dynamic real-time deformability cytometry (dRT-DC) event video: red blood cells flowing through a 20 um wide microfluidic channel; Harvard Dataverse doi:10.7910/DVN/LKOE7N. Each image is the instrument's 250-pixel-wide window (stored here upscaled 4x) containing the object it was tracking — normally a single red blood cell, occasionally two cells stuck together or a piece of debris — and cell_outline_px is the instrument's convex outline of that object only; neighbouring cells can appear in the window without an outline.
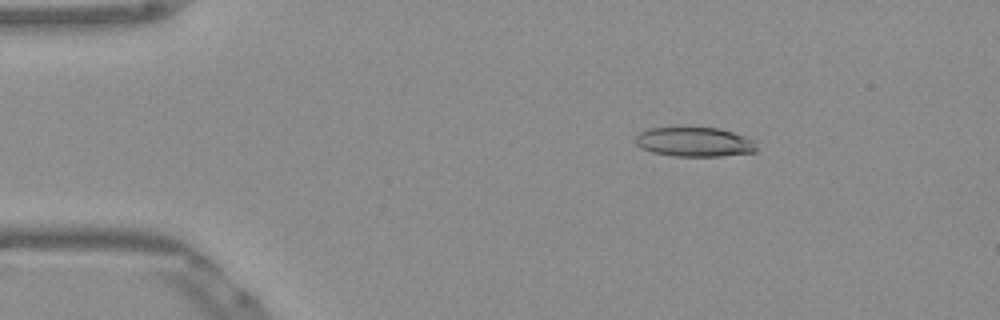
{"species": "Egyptian fruit bat (a non-hibernating species)", "species_latin": "Rousettus aegyptiacus", "temperature_condition": "warm", "stored_images_in_passage": 53, "camera_frame_rate_fps": 3000, "um_per_image_px": 0.085, "frame": {"image": 1, "passage_image": 9, "time_ms": 2.667, "image_size_px": [1000, 320], "cell_outline_px": [[756, 152], [720, 156], [676, 156], [652, 152], [640, 148], [636, 144], [636, 136], [640, 132], [648, 128], [716, 128], [732, 132], [744, 136], [752, 140], [756, 148]], "centroid_in_image_um": [59.0, 12.07], "position_along_channel_um": 26.0, "area_um2": 20.52}}
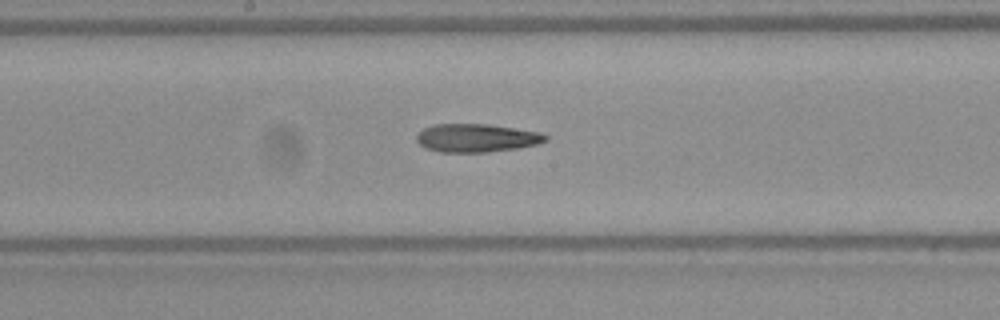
{"frame": {"image": 2, "passage_image": 28, "time_ms": 9.0, "image_size_px": [1000, 320], "cell_outline_px": [[548, 140], [536, 144], [516, 148], [488, 152], [440, 152], [424, 148], [416, 140], [416, 136], [424, 128], [436, 124], [488, 124], [540, 132], [548, 136]], "centroid_in_image_um": [40.49, 11.73], "position_along_channel_um": 207.7, "area_um2": 21.15}}
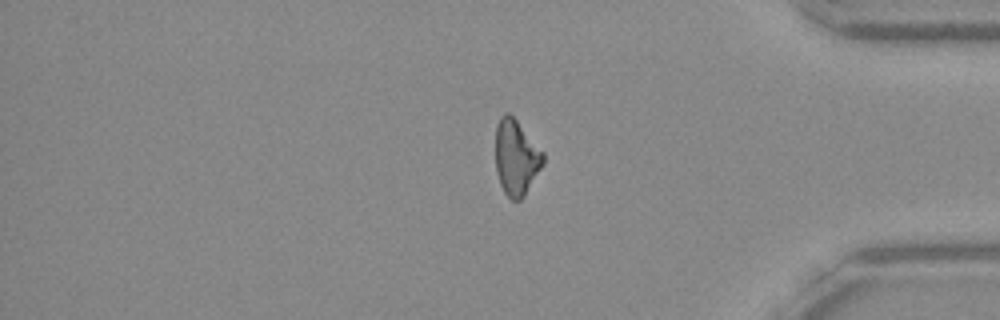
{"frame": {"image": 3, "passage_image": 44, "time_ms": 14.333, "image_size_px": [1000, 320], "cell_outline_px": [[544, 164], [524, 196], [520, 200], [512, 200], [504, 192], [500, 184], [496, 172], [496, 124], [500, 116], [504, 112], [508, 112], [516, 120], [544, 152]], "centroid_in_image_um": [43.87, 13.38], "position_along_channel_um": 391.3, "area_um2": 20.98}}